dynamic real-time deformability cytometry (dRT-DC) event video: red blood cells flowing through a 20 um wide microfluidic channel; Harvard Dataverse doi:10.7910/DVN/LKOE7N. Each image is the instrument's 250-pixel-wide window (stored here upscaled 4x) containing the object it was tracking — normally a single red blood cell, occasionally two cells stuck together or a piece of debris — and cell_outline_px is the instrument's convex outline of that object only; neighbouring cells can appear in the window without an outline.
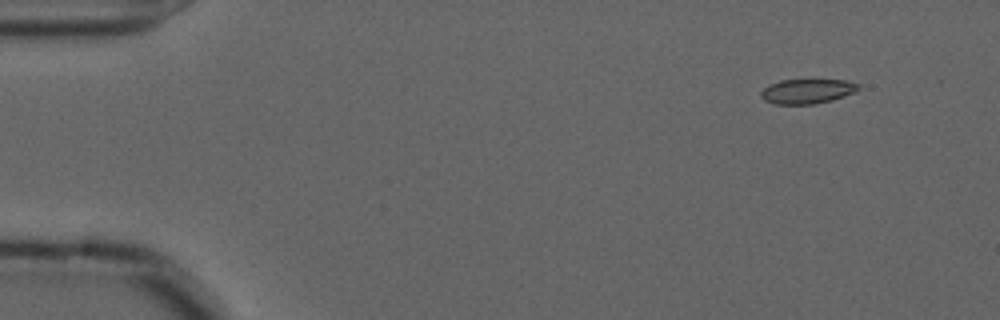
{"species": "common noctule bat (a hibernating species)", "species_latin": "Nyctalus noctula", "temperature_condition": "cold", "stored_images_in_passage": 52, "camera_frame_rate_fps": 3000, "um_per_image_px": 0.085, "animal": {"sex": "male", "forearm_length_mm": 52.5}, "frame": {"image": 1, "passage_image": 1, "time_ms": 0.0, "image_size_px": [1000, 320], "cell_outline_px": [[860, 88], [844, 96], [832, 100], [812, 104], [776, 104], [764, 100], [760, 96], [760, 92], [768, 84], [780, 80], [848, 80], [860, 84]], "centroid_in_image_um": [68.59, 7.75], "position_along_channel_um": 16.4, "area_um2": 13.99}}
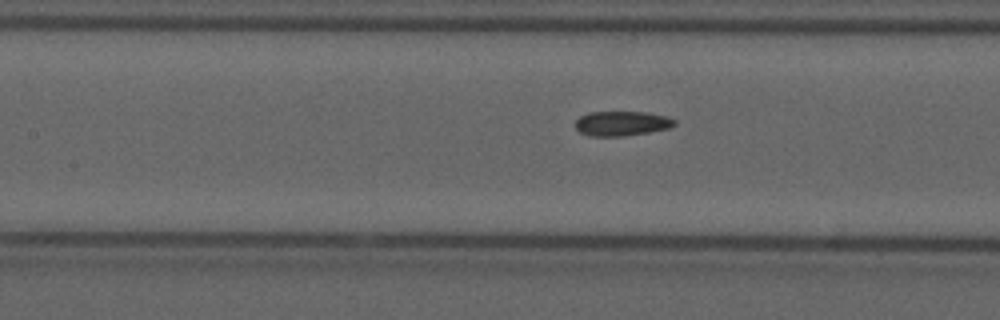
{"frame": {"image": 2, "passage_image": 21, "time_ms": 6.667, "image_size_px": [1000, 320], "cell_outline_px": [[676, 124], [668, 128], [648, 132], [620, 136], [592, 136], [580, 132], [576, 128], [576, 120], [580, 116], [588, 112], [644, 112], [664, 116], [676, 120]], "centroid_in_image_um": [52.82, 10.49], "position_along_channel_um": 154.6, "area_um2": 14.05}}
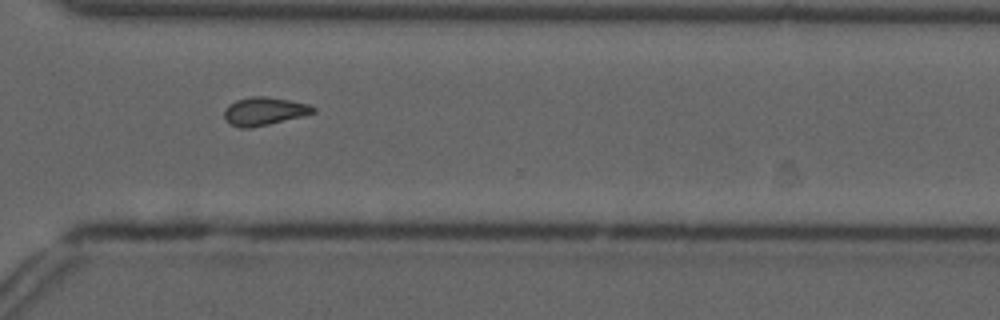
{"frame": {"image": 3, "passage_image": 37, "time_ms": 12.0, "image_size_px": [1000, 320], "cell_outline_px": [[316, 112], [304, 116], [252, 128], [240, 128], [228, 124], [224, 116], [224, 108], [228, 104], [236, 100], [252, 96], [268, 96], [308, 104], [316, 108]], "centroid_in_image_um": [22.43, 9.46], "position_along_channel_um": 348.2, "area_um2": 14.8}, "authors_computed_cell_mechanics": {"area_um2": 14.4789, "velocity_mm_per_s": 3.6337, "shape_relaxation_time_tau1_ms": null, "shape_relaxation_time_tau2_ms": 4.9305, "deformation_change_tau1": null, "deformation_change_tau2": 0.0855}}